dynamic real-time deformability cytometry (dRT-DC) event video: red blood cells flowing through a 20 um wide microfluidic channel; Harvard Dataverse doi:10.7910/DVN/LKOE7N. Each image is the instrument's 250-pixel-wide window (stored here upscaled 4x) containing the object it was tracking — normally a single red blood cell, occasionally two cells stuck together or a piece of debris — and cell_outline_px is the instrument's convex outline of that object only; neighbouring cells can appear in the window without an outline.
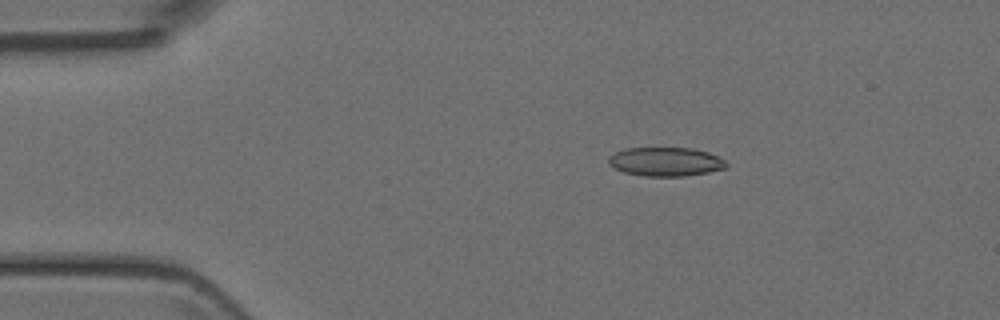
{"species": "Egyptian fruit bat (a non-hibernating species)", "species_latin": "Rousettus aegyptiacus", "temperature_condition": "room temperature", "stored_images_in_passage": 40, "camera_frame_rate_fps": 3000, "um_per_image_px": 0.085, "animal": {"sex": "female"}, "frame": {"image": 1, "passage_image": 1, "time_ms": 0.0, "image_size_px": [1000, 320], "cell_outline_px": [[728, 168], [708, 172], [684, 176], [644, 176], [624, 172], [608, 164], [608, 156], [624, 148], [692, 148], [708, 152], [724, 160], [728, 164]], "centroid_in_image_um": [56.58, 13.74], "position_along_channel_um": 28.4, "area_um2": 19.83}}
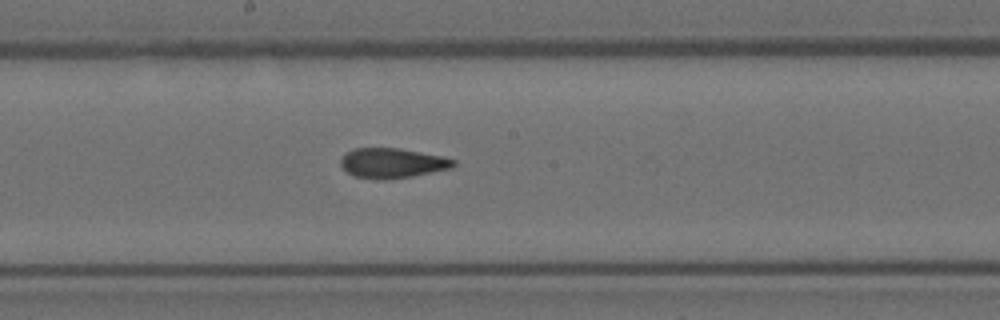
{"frame": {"image": 2, "passage_image": 18, "time_ms": 5.667, "image_size_px": [1000, 320], "cell_outline_px": [[456, 164], [452, 168], [412, 176], [356, 176], [348, 172], [340, 164], [340, 160], [344, 152], [356, 148], [400, 148], [444, 156], [456, 160]], "centroid_in_image_um": [33.4, 13.79], "position_along_channel_um": 214.8, "area_um2": 18.9}}
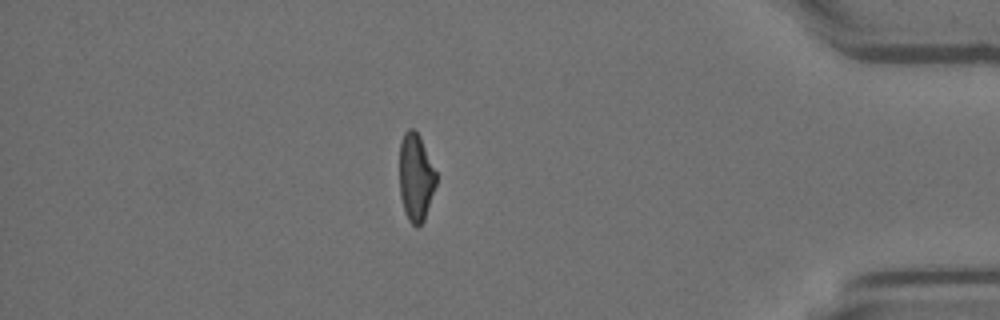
{"frame": {"image": 3, "passage_image": 34, "time_ms": 11.0, "image_size_px": [1000, 320], "cell_outline_px": [[436, 184], [424, 220], [416, 228], [408, 220], [404, 212], [400, 196], [400, 144], [404, 132], [408, 128], [412, 128], [420, 136], [436, 172]], "centroid_in_image_um": [35.33, 15.08], "position_along_channel_um": 399.9, "area_um2": 18.67}}